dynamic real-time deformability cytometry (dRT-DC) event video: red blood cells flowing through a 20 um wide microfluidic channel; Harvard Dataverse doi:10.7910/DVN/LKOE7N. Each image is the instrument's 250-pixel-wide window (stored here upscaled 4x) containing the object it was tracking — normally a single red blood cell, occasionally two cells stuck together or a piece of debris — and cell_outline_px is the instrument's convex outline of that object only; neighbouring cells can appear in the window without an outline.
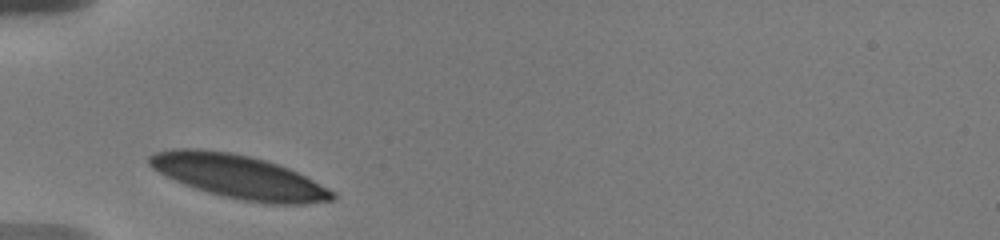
{"species": "human", "species_latin": "Homo sapiens", "temperature_condition": "warm", "stored_images_in_passage": 28, "camera_frame_rate_fps": 3000, "um_per_image_px": 0.085, "donor": {"sex": "male"}, "frame": {"image": 1, "passage_image": 1, "time_ms": 0.0, "image_size_px": [1000, 240], "cell_outline_px": [[336, 196], [332, 200], [304, 204], [272, 204], [244, 200], [224, 196], [208, 192], [184, 184], [152, 168], [148, 164], [148, 156], [156, 152], [172, 148], [196, 148], [232, 152], [264, 160], [288, 168], [336, 192]], "centroid_in_image_um": [20.28, 15.01], "position_along_channel_um": 64.7, "area_um2": 45.89}}
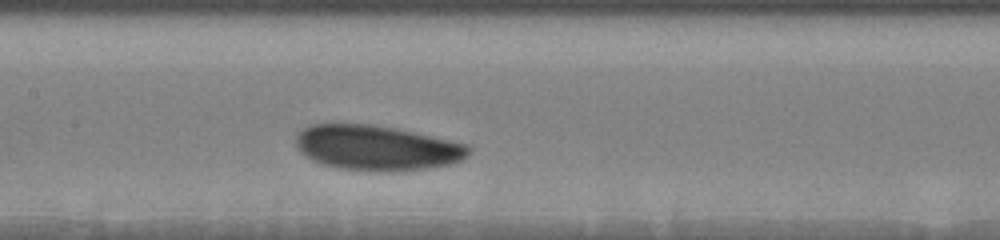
{"frame": {"image": 2, "passage_image": 10, "time_ms": 3.333, "image_size_px": [1000, 240], "cell_outline_px": [[472, 152], [468, 156], [460, 160], [448, 164], [428, 168], [388, 172], [372, 172], [336, 168], [312, 160], [296, 148], [296, 136], [304, 128], [312, 124], [372, 124], [396, 128], [448, 140], [464, 144], [472, 148]], "centroid_in_image_um": [32.01, 12.58], "position_along_channel_um": 175.4, "area_um2": 45.37}}
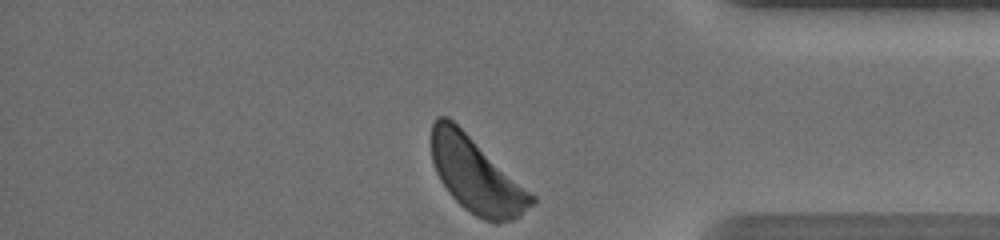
{"frame": {"image": 3, "passage_image": 28, "time_ms": 10.0, "image_size_px": [1000, 240], "cell_outline_px": [[536, 200], [520, 216], [512, 220], [496, 224], [484, 220], [476, 216], [464, 208], [448, 192], [440, 180], [436, 172], [432, 160], [432, 124], [436, 116], [448, 116], [536, 196]], "centroid_in_image_um": [40.48, 14.91], "position_along_channel_um": 394.7, "area_um2": 43.58}, "authors_computed_cell_mechanics": {"area_um2": 44.5927, "velocity_mm_per_s": 3.5019, "shape_relaxation_time_tau1_ms": 1.9527, "shape_relaxation_time_tau2_ms": null, "deformation_change_tau1": 0.0823, "deformation_change_tau2": null}}